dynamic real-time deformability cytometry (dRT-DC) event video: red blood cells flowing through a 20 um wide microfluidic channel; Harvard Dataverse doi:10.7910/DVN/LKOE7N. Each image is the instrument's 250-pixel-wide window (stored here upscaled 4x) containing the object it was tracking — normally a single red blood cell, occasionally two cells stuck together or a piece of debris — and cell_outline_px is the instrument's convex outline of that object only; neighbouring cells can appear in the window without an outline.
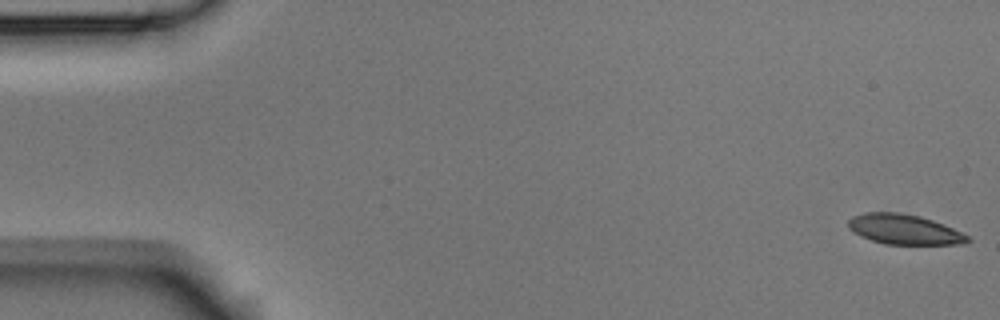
{"species": "Egyptian fruit bat (a non-hibernating species)", "species_latin": "Rousettus aegyptiacus", "temperature_condition": "room temperature", "stored_images_in_passage": 5, "camera_frame_rate_fps": 3000, "um_per_image_px": 0.085, "animal": {"sex": "male"}, "frame": {"image": 1, "passage_image": 1, "time_ms": 0.0, "image_size_px": [1000, 320], "cell_outline_px": [[972, 240], [964, 244], [884, 244], [860, 236], [848, 228], [848, 220], [852, 216], [864, 212], [900, 212], [920, 216], [944, 224], [968, 236]], "centroid_in_image_um": [76.84, 19.49], "position_along_channel_um": 8.2, "area_um2": 20.92}}
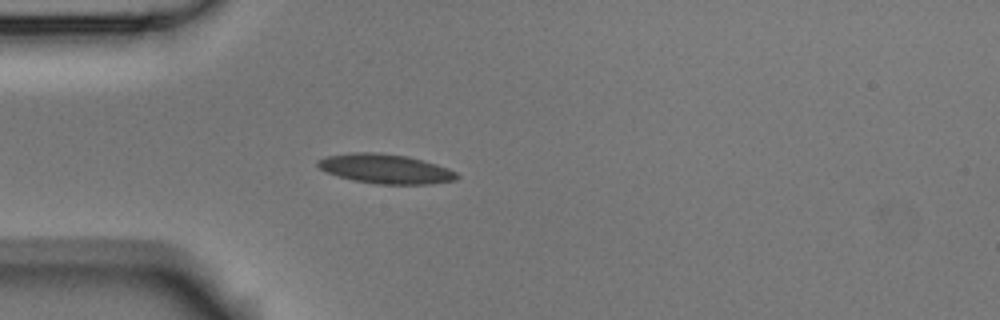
{"frame": {"image": 2, "passage_image": 5, "time_ms": 1.333, "image_size_px": [1000, 320], "cell_outline_px": [[460, 176], [456, 180], [432, 184], [376, 184], [352, 180], [324, 172], [316, 164], [316, 160], [324, 156], [352, 152], [380, 152], [408, 156], [436, 164], [448, 168], [456, 172]], "centroid_in_image_um": [32.73, 14.34], "position_along_channel_um": 52.3, "area_um2": 24.22}}